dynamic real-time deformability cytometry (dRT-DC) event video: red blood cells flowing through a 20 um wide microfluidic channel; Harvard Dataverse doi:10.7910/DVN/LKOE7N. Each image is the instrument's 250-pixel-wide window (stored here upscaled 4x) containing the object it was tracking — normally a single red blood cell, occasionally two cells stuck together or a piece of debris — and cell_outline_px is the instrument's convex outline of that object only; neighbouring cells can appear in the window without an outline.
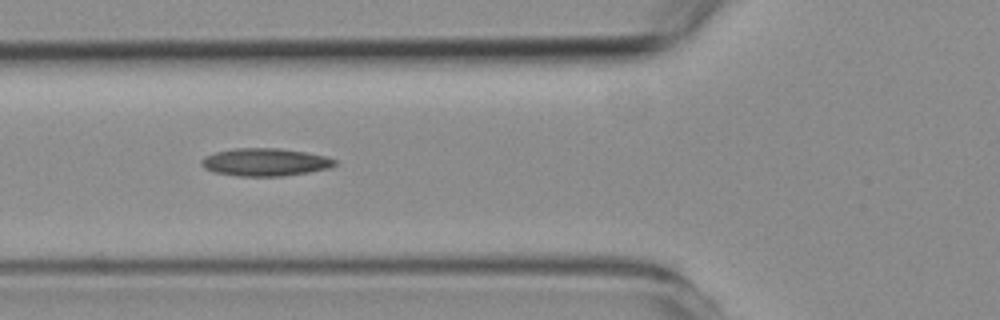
{"species": "common noctule bat (a hibernating species)", "species_latin": "Nyctalus noctula", "temperature_condition": "room temperature", "stored_images_in_passage": 13, "camera_frame_rate_fps": 3000, "um_per_image_px": 0.085, "animal": {"sex": "female", "body_mass_g": 19.3, "forearm_length_mm": 54.1}, "frame": {"image": 1, "passage_image": 10, "time_ms": 3.0, "image_size_px": [1000, 320], "cell_outline_px": [[336, 164], [328, 168], [308, 172], [284, 176], [236, 176], [216, 172], [204, 168], [200, 164], [200, 160], [204, 156], [216, 152], [232, 148], [276, 148], [304, 152], [324, 156], [336, 160]], "centroid_in_image_um": [22.48, 13.78], "position_along_channel_um": 103.3, "area_um2": 21.44}}